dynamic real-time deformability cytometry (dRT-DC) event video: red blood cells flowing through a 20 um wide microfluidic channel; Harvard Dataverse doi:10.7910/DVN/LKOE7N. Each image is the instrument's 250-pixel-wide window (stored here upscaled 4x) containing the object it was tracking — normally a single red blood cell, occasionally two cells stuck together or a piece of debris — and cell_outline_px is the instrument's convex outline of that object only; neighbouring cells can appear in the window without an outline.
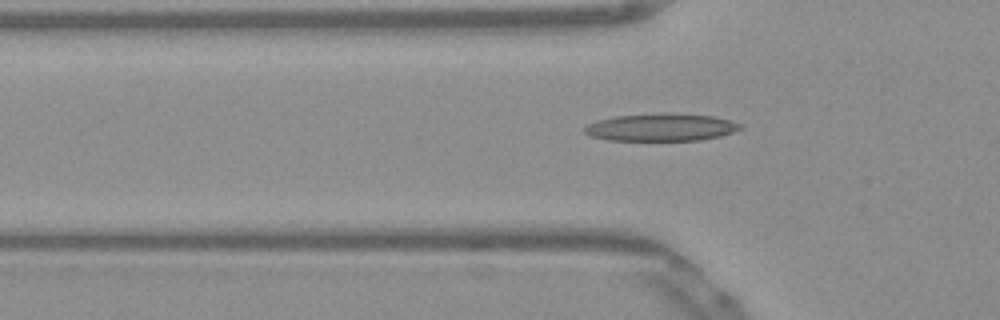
{"species": "Egyptian fruit bat (a non-hibernating species)", "species_latin": "Rousettus aegyptiacus", "temperature_condition": "warm", "stored_images_in_passage": 44, "camera_frame_rate_fps": 3000, "um_per_image_px": 0.085, "frame": {"image": 1, "passage_image": 10, "time_ms": 3.0, "image_size_px": [1000, 320], "cell_outline_px": [[744, 128], [720, 136], [700, 140], [608, 140], [592, 136], [584, 132], [584, 128], [588, 124], [596, 120], [616, 116], [664, 112], [668, 112], [712, 116], [744, 124]], "centroid_in_image_um": [56.21, 10.81], "position_along_channel_um": 69.6, "area_um2": 25.09}}
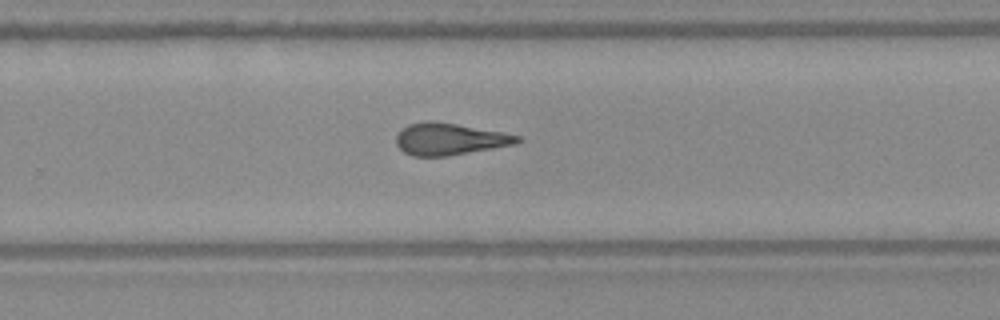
{"frame": {"image": 2, "passage_image": 27, "time_ms": 8.667, "image_size_px": [1000, 320], "cell_outline_px": [[524, 140], [516, 144], [448, 156], [412, 156], [404, 152], [396, 144], [396, 136], [408, 124], [428, 120], [432, 120], [456, 124], [500, 132], [520, 136]], "centroid_in_image_um": [38.21, 11.82], "position_along_channel_um": 291.6, "area_um2": 22.37}}
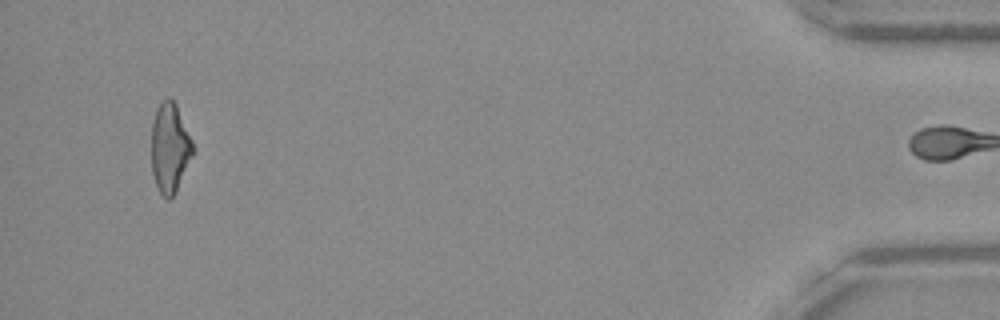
{"frame": {"image": 3, "passage_image": 43, "time_ms": 14.0, "image_size_px": [1000, 320], "cell_outline_px": [[196, 148], [176, 192], [168, 200], [160, 192], [156, 184], [152, 172], [152, 124], [156, 108], [168, 96], [176, 104]], "centroid_in_image_um": [14.46, 12.56], "position_along_channel_um": 420.7, "area_um2": 21.62}, "authors_computed_cell_mechanics": {"area_um2": 22.5131, "velocity_mm_per_s": 3.8957, "shape_relaxation_time_tau1_ms": null, "shape_relaxation_time_tau2_ms": 3.3018, "deformation_change_tau1": null, "deformation_change_tau2": 0.1451}}